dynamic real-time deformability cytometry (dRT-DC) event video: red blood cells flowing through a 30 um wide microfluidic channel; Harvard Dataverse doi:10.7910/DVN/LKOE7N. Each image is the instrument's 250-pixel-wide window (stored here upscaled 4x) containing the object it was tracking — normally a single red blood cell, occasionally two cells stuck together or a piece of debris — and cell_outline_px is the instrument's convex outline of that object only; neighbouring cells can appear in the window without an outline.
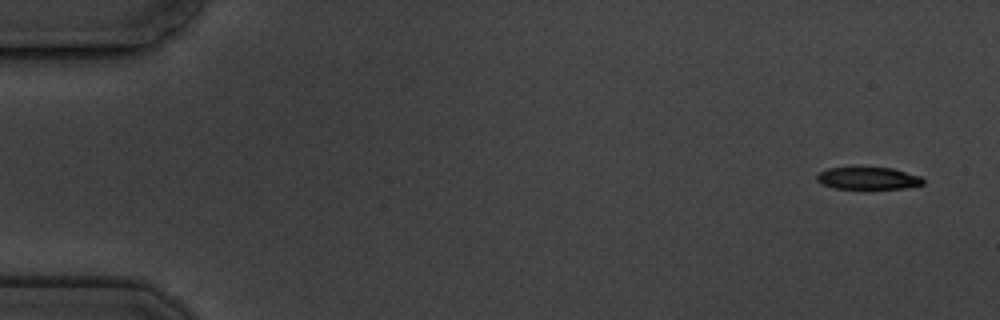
{"species": "common noctule bat (a hibernating species)", "species_latin": "Nyctalus noctula", "temperature_condition": "cold", "stored_images_in_passage": 5, "camera_frame_rate_fps": 3000, "um_per_image_px": 0.085, "animal": {"sex": "male", "body_mass_g": 19.5, "forearm_length_mm": 54.6}, "frame": {"image": 1, "passage_image": 1, "time_ms": 0.0, "image_size_px": [1000, 320], "cell_outline_px": [[924, 184], [904, 188], [832, 188], [820, 184], [816, 180], [816, 176], [820, 172], [828, 168], [892, 168], [920, 176], [924, 180]], "centroid_in_image_um": [73.76, 15.16], "position_along_channel_um": 11.2, "area_um2": 13.58}}
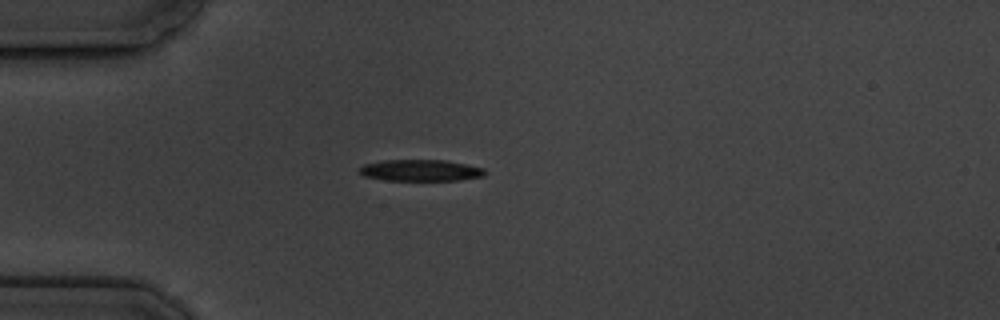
{"frame": {"image": 2, "passage_image": 5, "time_ms": 4.333, "image_size_px": [1000, 320], "cell_outline_px": [[484, 176], [460, 180], [384, 180], [364, 176], [360, 172], [360, 168], [364, 164], [380, 160], [448, 160], [484, 168]], "centroid_in_image_um": [35.75, 14.47], "position_along_channel_um": 49.3, "area_um2": 15.66}}